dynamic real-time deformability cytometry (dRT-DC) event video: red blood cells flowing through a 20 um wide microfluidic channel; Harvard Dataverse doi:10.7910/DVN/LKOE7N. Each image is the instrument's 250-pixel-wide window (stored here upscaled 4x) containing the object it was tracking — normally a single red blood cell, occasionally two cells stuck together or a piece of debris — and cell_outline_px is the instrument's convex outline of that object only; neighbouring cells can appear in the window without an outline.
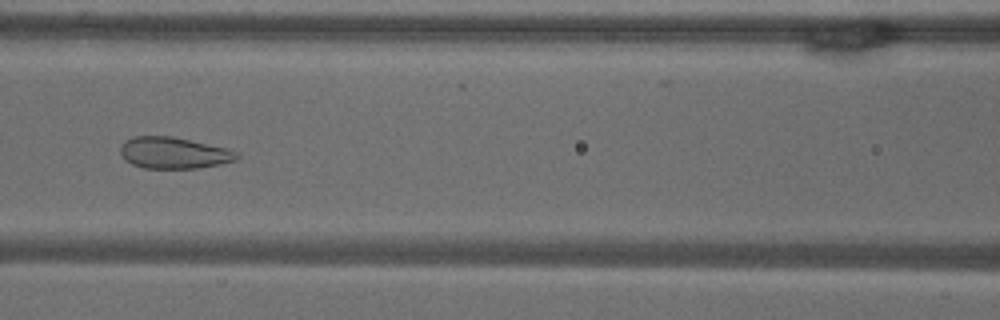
{"species": "common noctule bat (a hibernating species)", "species_latin": "Nyctalus noctula", "temperature_condition": "warm", "stored_images_in_passage": 56, "camera_frame_rate_fps": 3000, "um_per_image_px": 0.085, "animal": {"sex": "male", "body_mass_g": 18.8}, "frame": {"image": 1, "passage_image": 25, "time_ms": 8.0, "image_size_px": [1000, 320], "cell_outline_px": [[240, 156], [236, 160], [220, 164], [196, 168], [144, 168], [132, 164], [124, 160], [120, 156], [120, 144], [124, 140], [132, 136], [172, 136], [228, 148], [240, 152]], "centroid_in_image_um": [14.75, 12.98], "position_along_channel_um": 151.8, "area_um2": 21.68}}
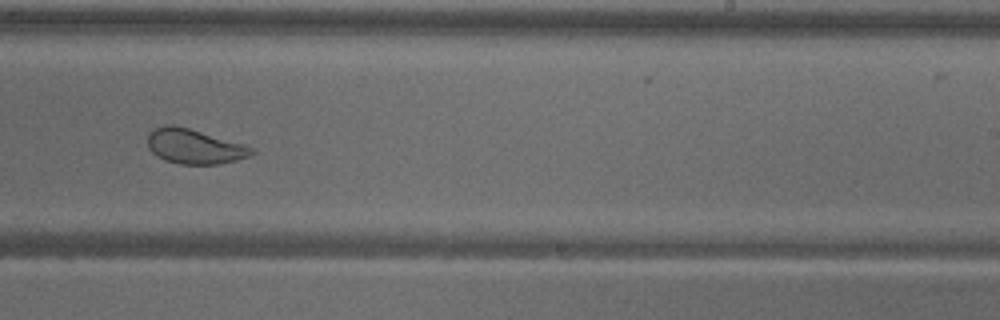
{"frame": {"image": 2, "passage_image": 35, "time_ms": 11.333, "image_size_px": [1000, 320], "cell_outline_px": [[256, 152], [252, 156], [220, 164], [180, 164], [164, 160], [156, 156], [148, 148], [148, 132], [164, 124], [172, 124], [188, 128], [244, 144], [256, 148]], "centroid_in_image_um": [16.54, 12.45], "position_along_channel_um": 272.5, "area_um2": 21.27}}
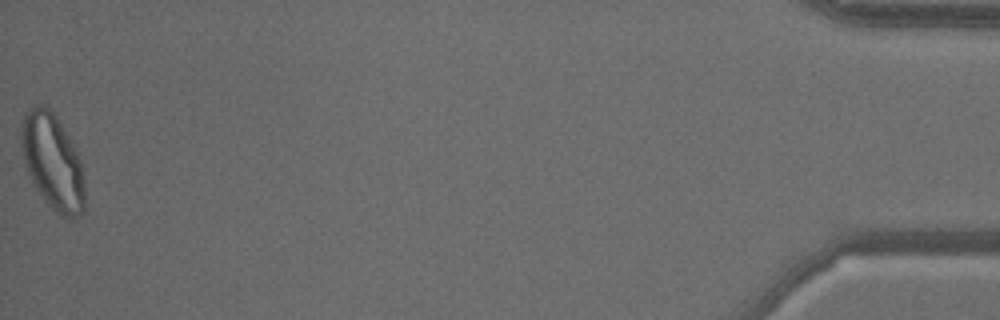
{"frame": {"image": 3, "passage_image": 56, "time_ms": 18.333, "image_size_px": [1000, 320], "cell_outline_px": [[84, 208], [80, 216], [72, 220], [60, 216], [44, 200], [36, 188], [24, 168], [20, 144], [20, 124], [24, 112], [28, 108], [36, 104], [44, 104], [56, 116], [68, 136], [80, 160], [84, 184]], "centroid_in_image_um": [4.42, 13.74], "position_along_channel_um": 430.8, "area_um2": 35.84}, "authors_computed_cell_mechanics": {"area_um2": 29.3046, "velocity_mm_per_s": 3.6332, "shape_relaxation_time_tau1_ms": null, "shape_relaxation_time_tau2_ms": 0.8603, "deformation_change_tau1": null, "deformation_change_tau2": 0.0682}}